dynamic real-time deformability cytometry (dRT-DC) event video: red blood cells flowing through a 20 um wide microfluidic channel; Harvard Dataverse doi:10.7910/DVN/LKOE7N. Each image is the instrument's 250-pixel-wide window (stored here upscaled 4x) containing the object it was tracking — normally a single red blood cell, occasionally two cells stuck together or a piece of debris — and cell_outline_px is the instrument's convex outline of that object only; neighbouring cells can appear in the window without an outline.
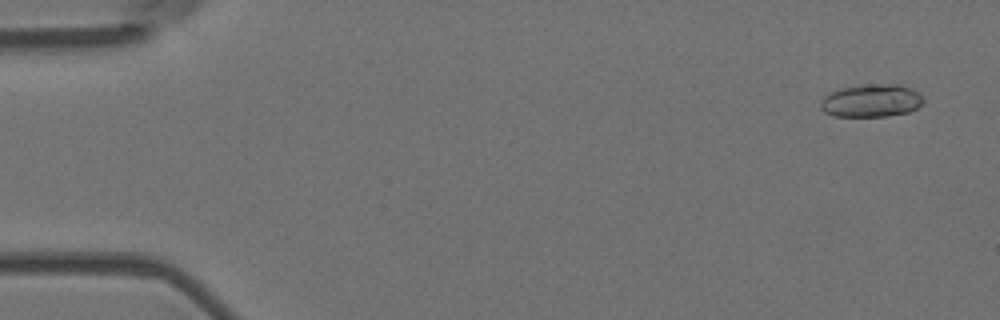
{"species": "Egyptian fruit bat (a non-hibernating species)", "species_latin": "Rousettus aegyptiacus", "temperature_condition": "room temperature", "stored_images_in_passage": 4, "camera_frame_rate_fps": 3000, "um_per_image_px": 0.085, "animal": {"sex": "female"}, "frame": {"image": 1, "passage_image": 1, "time_ms": 0.0, "image_size_px": [1000, 320], "cell_outline_px": [[924, 104], [908, 112], [888, 116], [832, 116], [824, 112], [820, 108], [820, 100], [824, 96], [840, 88], [868, 84], [900, 84], [920, 92], [924, 96]], "centroid_in_image_um": [74.09, 8.55], "position_along_channel_um": 10.9, "area_um2": 19.94}}